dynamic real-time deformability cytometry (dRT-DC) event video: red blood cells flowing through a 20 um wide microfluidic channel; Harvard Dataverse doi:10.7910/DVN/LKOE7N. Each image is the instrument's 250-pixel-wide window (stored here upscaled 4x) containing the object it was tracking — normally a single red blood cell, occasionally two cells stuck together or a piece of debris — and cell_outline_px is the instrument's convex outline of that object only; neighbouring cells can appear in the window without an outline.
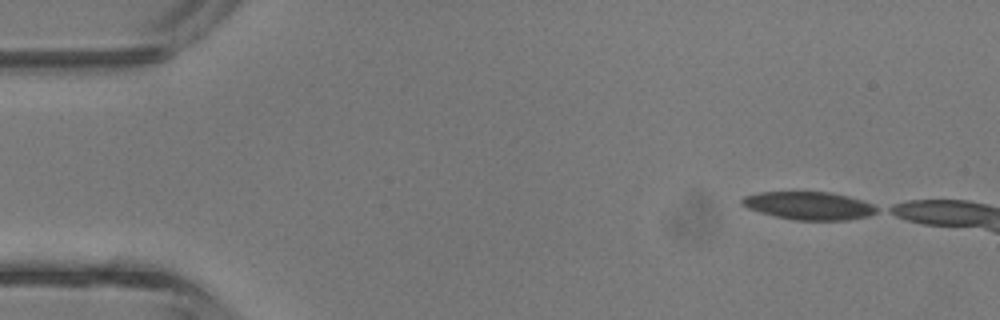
{"species": "common noctule bat (a hibernating species)", "species_latin": "Nyctalus noctula", "temperature_condition": "room temperature", "stored_images_in_passage": 7, "camera_frame_rate_fps": 3000, "um_per_image_px": 0.085, "animal": {"sex": "male", "body_mass_g": 13.3}, "frame": {"image": 1, "passage_image": 1, "time_ms": 0.0, "image_size_px": [1000, 320], "cell_outline_px": [[880, 208], [876, 212], [868, 216], [844, 220], [796, 220], [776, 216], [748, 208], [740, 204], [740, 200], [744, 196], [760, 192], [828, 192], [860, 200], [872, 204]], "centroid_in_image_um": [68.74, 17.48], "position_along_channel_um": 16.3, "area_um2": 21.62}}